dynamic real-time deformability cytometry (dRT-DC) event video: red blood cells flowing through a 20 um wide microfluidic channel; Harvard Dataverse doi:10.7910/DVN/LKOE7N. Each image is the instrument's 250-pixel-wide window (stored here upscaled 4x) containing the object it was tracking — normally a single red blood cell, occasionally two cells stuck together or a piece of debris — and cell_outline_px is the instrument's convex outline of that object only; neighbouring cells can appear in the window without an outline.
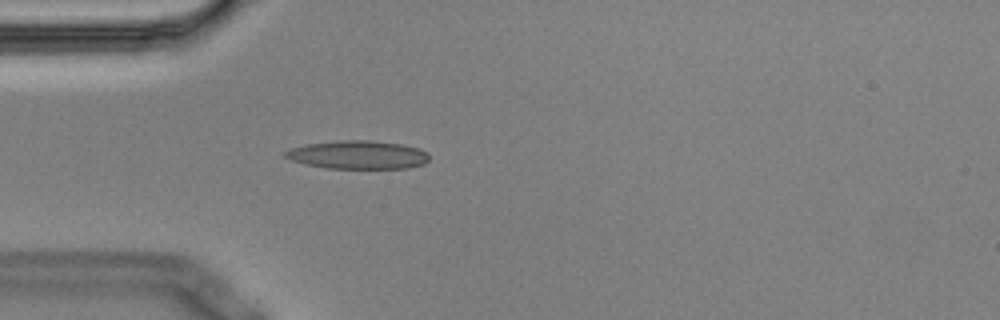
{"species": "Egyptian fruit bat (a non-hibernating species)", "species_latin": "Rousettus aegyptiacus", "temperature_condition": "cold", "stored_images_in_passage": 3, "camera_frame_rate_fps": 3000, "um_per_image_px": 0.085, "animal": {"sex": "male"}, "frame": {"image": 1, "passage_image": 3, "time_ms": 0.667, "image_size_px": [1000, 320], "cell_outline_px": [[428, 160], [424, 164], [408, 168], [328, 168], [304, 164], [292, 160], [284, 156], [284, 152], [292, 148], [308, 144], [340, 140], [368, 140], [400, 144], [420, 148], [428, 152]], "centroid_in_image_um": [30.45, 13.16], "position_along_channel_um": 54.6, "area_um2": 23.64}}